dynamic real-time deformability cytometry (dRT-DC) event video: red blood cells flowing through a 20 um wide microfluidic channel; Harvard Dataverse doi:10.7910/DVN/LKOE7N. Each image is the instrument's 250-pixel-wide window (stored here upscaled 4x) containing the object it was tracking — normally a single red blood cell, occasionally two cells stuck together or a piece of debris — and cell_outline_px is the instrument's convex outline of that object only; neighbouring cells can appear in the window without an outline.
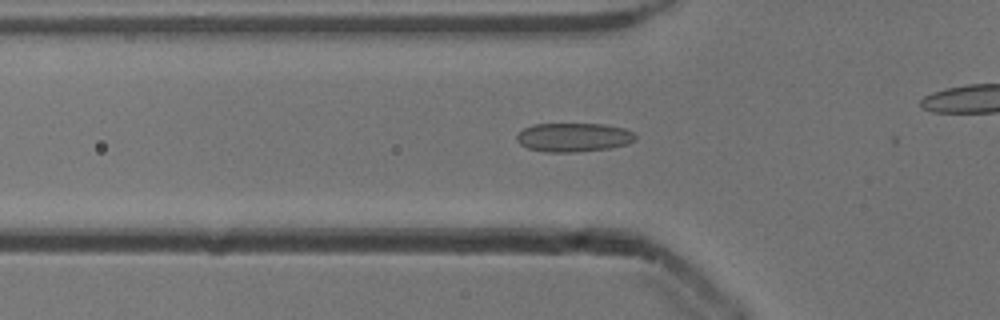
{"species": "common noctule bat (a hibernating species)", "species_latin": "Nyctalus noctula", "temperature_condition": "cold", "stored_images_in_passage": 14, "camera_frame_rate_fps": 3000, "um_per_image_px": 0.085, "animal": {"sex": "male", "body_mass_g": 13.3}, "frame": {"image": 1, "passage_image": 3, "time_ms": 0.667, "image_size_px": [1000, 320], "cell_outline_px": [[636, 140], [628, 144], [608, 148], [572, 152], [544, 152], [528, 148], [520, 144], [516, 140], [516, 136], [524, 128], [532, 124], [604, 124], [624, 128], [632, 132], [636, 136]], "centroid_in_image_um": [48.74, 11.67], "position_along_channel_um": 77.1, "area_um2": 19.94}}
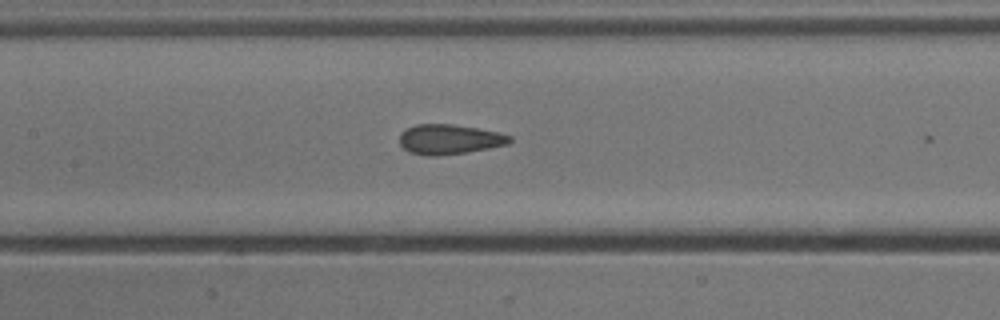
{"frame": {"image": 2, "passage_image": 10, "time_ms": 3.0, "image_size_px": [1000, 320], "cell_outline_px": [[512, 140], [508, 144], [488, 148], [464, 152], [436, 156], [428, 156], [408, 152], [400, 144], [400, 132], [416, 124], [452, 124], [476, 128], [496, 132], [512, 136]], "centroid_in_image_um": [38.17, 11.84], "position_along_channel_um": 169.2, "area_um2": 19.02}}
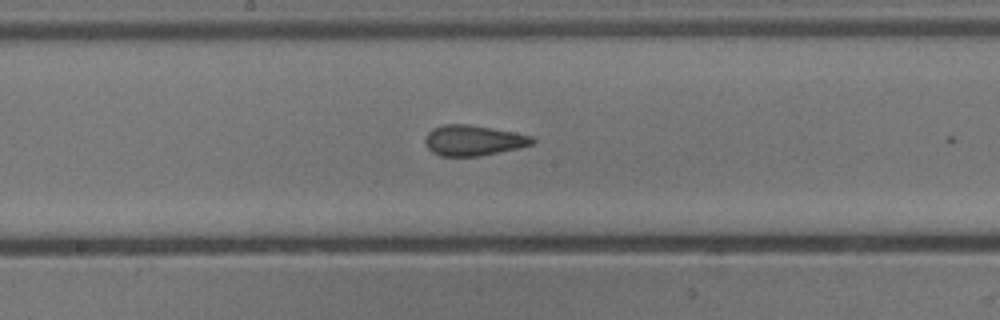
{"frame": {"image": 3, "passage_image": 13, "time_ms": 4.0, "image_size_px": [1000, 320], "cell_outline_px": [[536, 140], [532, 144], [520, 148], [480, 156], [440, 156], [432, 152], [424, 144], [424, 140], [428, 132], [432, 128], [444, 124], [468, 124], [492, 128], [532, 136]], "centroid_in_image_um": [40.21, 11.94], "position_along_channel_um": 208.0, "area_um2": 19.13}}